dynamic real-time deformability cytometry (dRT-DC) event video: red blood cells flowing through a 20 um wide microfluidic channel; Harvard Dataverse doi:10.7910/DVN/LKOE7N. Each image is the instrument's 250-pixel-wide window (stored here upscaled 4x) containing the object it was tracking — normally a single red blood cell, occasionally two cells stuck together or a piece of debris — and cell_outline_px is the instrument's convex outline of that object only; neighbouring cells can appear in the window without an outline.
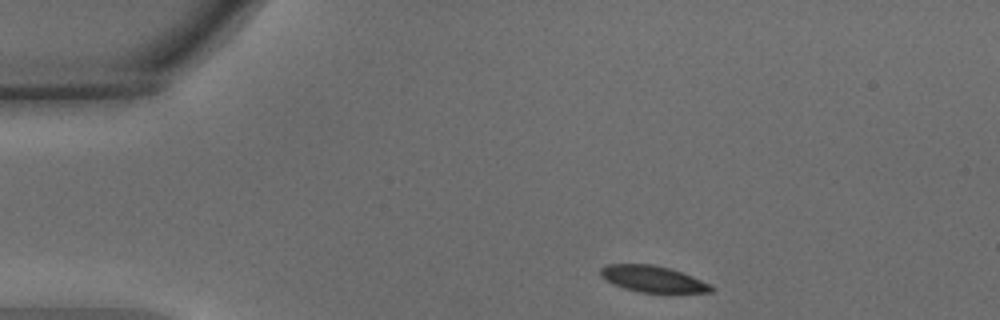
{"species": "common noctule bat (a hibernating species)", "species_latin": "Nyctalus noctula", "temperature_condition": "warm", "stored_images_in_passage": 37, "camera_frame_rate_fps": 3000, "um_per_image_px": 0.085, "animal": {"sex": "male", "body_mass_g": 15.6}, "frame": {"image": 1, "passage_image": 1, "time_ms": 0.0, "image_size_px": [1000, 320], "cell_outline_px": [[716, 288], [712, 292], [640, 292], [624, 288], [612, 284], [600, 276], [600, 268], [608, 264], [652, 264], [668, 268], [692, 276], [712, 284]], "centroid_in_image_um": [55.49, 23.71], "position_along_channel_um": 29.5, "area_um2": 16.94}}
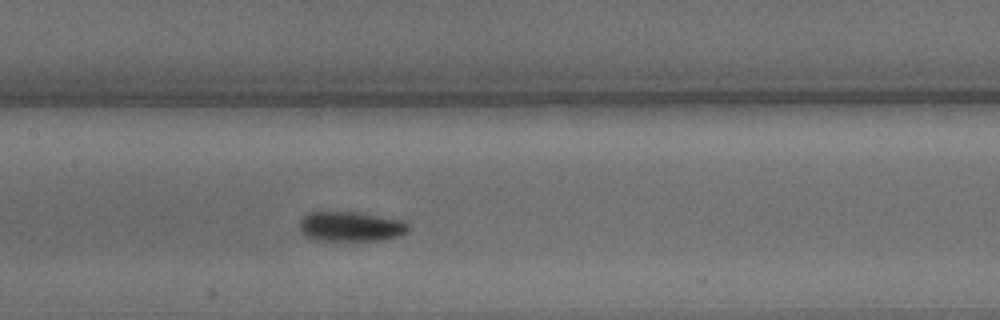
{"frame": {"image": 2, "passage_image": 18, "time_ms": 5.667, "image_size_px": [1000, 320], "cell_outline_px": [[408, 232], [400, 236], [380, 240], [316, 240], [308, 236], [300, 228], [300, 220], [304, 216], [312, 212], [356, 212], [400, 220], [408, 224]], "centroid_in_image_um": [29.84, 19.25], "position_along_channel_um": 177.6, "area_um2": 18.5}}
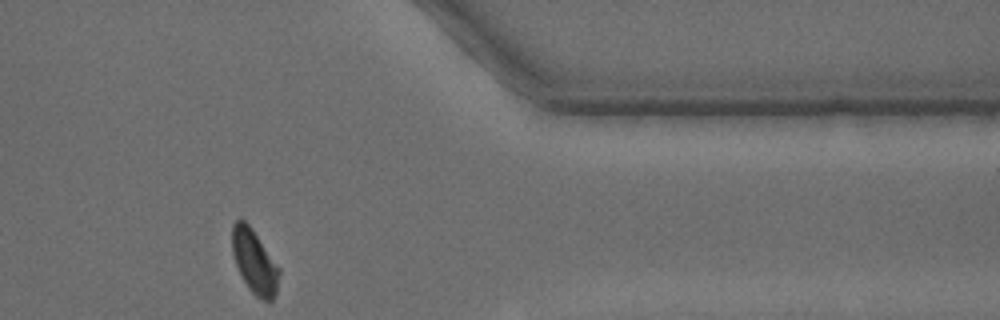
{"frame": {"image": 3, "passage_image": 37, "time_ms": 12.0, "image_size_px": [1000, 320], "cell_outline_px": [[280, 272], [276, 292], [272, 300], [268, 304], [256, 296], [248, 288], [240, 276], [232, 252], [232, 224], [240, 216], [252, 228], [280, 268]], "centroid_in_image_um": [21.62, 22.24], "position_along_channel_um": 389.8, "area_um2": 17.74}, "authors_computed_cell_mechanics": {"area_um2": 18.496, "velocity_mm_per_s": 3.6456, "shape_relaxation_time_tau1_ms": 3.9298, "shape_relaxation_time_tau2_ms": 4.4613, "deformation_change_tau1": 0.1299, "deformation_change_tau2": 0.0734}}